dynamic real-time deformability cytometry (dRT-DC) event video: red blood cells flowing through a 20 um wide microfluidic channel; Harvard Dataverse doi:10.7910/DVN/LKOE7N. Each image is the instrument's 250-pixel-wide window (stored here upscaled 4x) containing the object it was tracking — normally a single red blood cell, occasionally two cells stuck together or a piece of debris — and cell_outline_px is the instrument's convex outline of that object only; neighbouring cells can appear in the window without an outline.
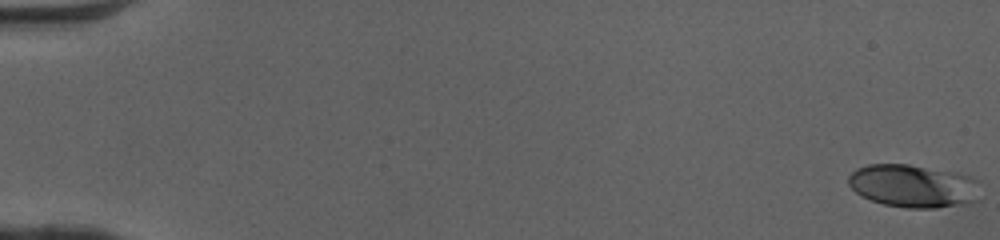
{"species": "human", "species_latin": "Homo sapiens", "temperature_condition": "cold", "stored_images_in_passage": 17, "camera_frame_rate_fps": 3000, "um_per_image_px": 0.085, "donor": {"sex": "female"}, "frame": {"image": 1, "passage_image": 1, "time_ms": 0.0, "image_size_px": [1000, 240], "cell_outline_px": [[980, 200], [972, 204], [936, 208], [908, 208], [884, 204], [872, 200], [856, 192], [848, 184], [848, 176], [856, 168], [868, 164], [908, 164], [956, 172], [972, 176], [980, 180]], "centroid_in_image_um": [77.73, 15.81], "position_along_channel_um": 7.3, "area_um2": 33.7}}
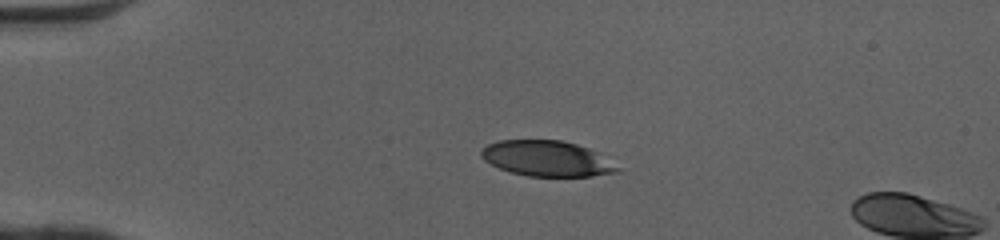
{"frame": {"image": 2, "passage_image": 13, "time_ms": 4.0, "image_size_px": [1000, 240], "cell_outline_px": [[620, 172], [592, 176], [528, 176], [512, 172], [500, 168], [484, 160], [480, 156], [480, 152], [488, 144], [500, 140], [560, 140], [576, 144], [600, 152], [620, 168]], "centroid_in_image_um": [46.53, 13.47], "position_along_channel_um": 38.5, "area_um2": 28.21}}